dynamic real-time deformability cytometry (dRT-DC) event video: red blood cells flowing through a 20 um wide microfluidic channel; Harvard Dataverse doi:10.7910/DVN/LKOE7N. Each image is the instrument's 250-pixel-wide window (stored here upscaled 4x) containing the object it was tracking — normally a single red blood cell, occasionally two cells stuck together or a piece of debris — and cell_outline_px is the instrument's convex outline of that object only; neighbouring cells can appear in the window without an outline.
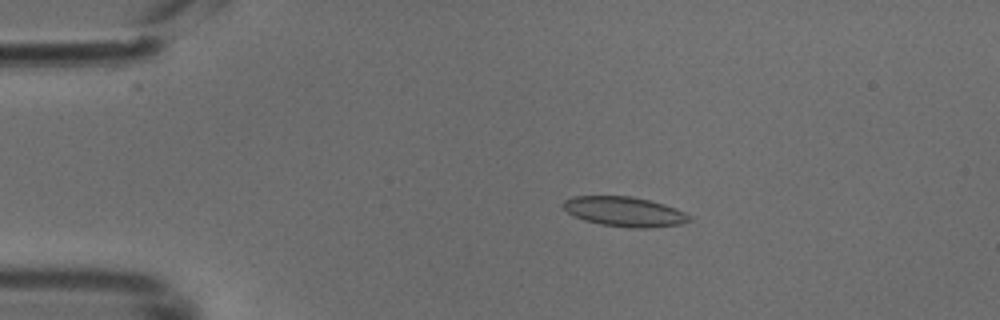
{"species": "common noctule bat (a hibernating species)", "species_latin": "Nyctalus noctula", "temperature_condition": "cold", "stored_images_in_passage": 49, "camera_frame_rate_fps": 3000, "um_per_image_px": 0.085, "animal": {"sex": "male", "body_mass_g": 18.8}, "frame": {"image": 1, "passage_image": 10, "time_ms": 3.0, "image_size_px": [1000, 320], "cell_outline_px": [[692, 220], [680, 224], [648, 228], [632, 228], [600, 224], [584, 220], [568, 212], [560, 204], [564, 200], [572, 196], [632, 196], [664, 204], [676, 208], [692, 216]], "centroid_in_image_um": [53.09, 17.98], "position_along_channel_um": 31.9, "area_um2": 21.91}}
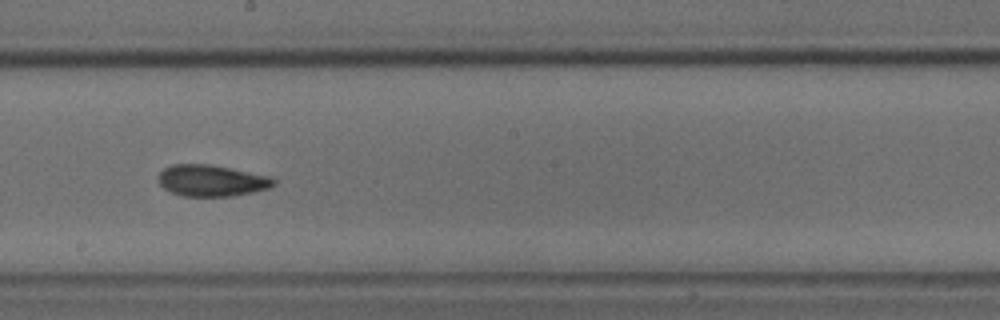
{"frame": {"image": 2, "passage_image": 28, "time_ms": 9.0, "image_size_px": [1000, 320], "cell_outline_px": [[276, 184], [268, 188], [252, 192], [232, 196], [184, 196], [172, 192], [164, 188], [156, 180], [160, 172], [164, 168], [172, 164], [208, 164], [268, 176], [276, 180]], "centroid_in_image_um": [17.94, 15.35], "position_along_channel_um": 230.3, "area_um2": 20.92}}
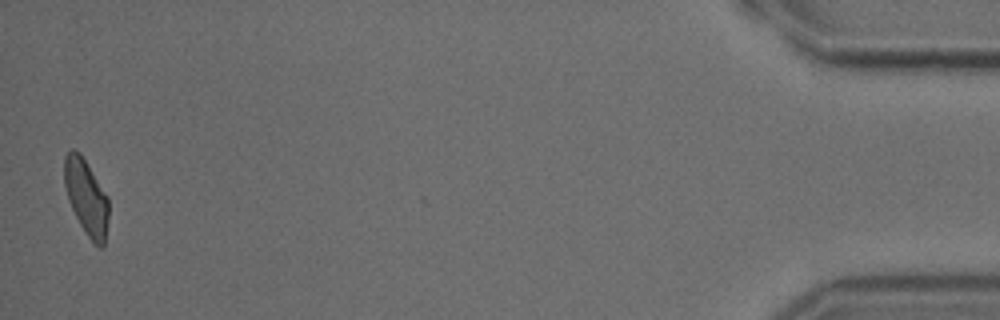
{"frame": {"image": 3, "passage_image": 49, "time_ms": 16.0, "image_size_px": [1000, 320], "cell_outline_px": [[108, 216], [104, 248], [100, 248], [88, 236], [80, 224], [68, 200], [64, 184], [64, 156], [72, 148], [80, 152], [108, 196]], "centroid_in_image_um": [7.33, 16.73], "position_along_channel_um": 427.9, "area_um2": 19.42}}